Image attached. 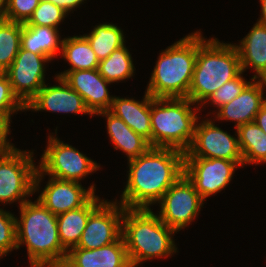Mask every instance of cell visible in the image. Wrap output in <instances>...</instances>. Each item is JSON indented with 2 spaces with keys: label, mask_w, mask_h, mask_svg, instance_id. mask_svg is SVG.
<instances>
[{
  "label": "cell",
  "mask_w": 266,
  "mask_h": 267,
  "mask_svg": "<svg viewBox=\"0 0 266 267\" xmlns=\"http://www.w3.org/2000/svg\"><path fill=\"white\" fill-rule=\"evenodd\" d=\"M94 195L84 206L57 216L60 243L68 252L77 247L89 215L103 202Z\"/></svg>",
  "instance_id": "obj_22"
},
{
  "label": "cell",
  "mask_w": 266,
  "mask_h": 267,
  "mask_svg": "<svg viewBox=\"0 0 266 267\" xmlns=\"http://www.w3.org/2000/svg\"><path fill=\"white\" fill-rule=\"evenodd\" d=\"M54 5H57L58 7L62 8L67 13H70L71 11L75 10L78 6L83 4L86 0H46Z\"/></svg>",
  "instance_id": "obj_35"
},
{
  "label": "cell",
  "mask_w": 266,
  "mask_h": 267,
  "mask_svg": "<svg viewBox=\"0 0 266 267\" xmlns=\"http://www.w3.org/2000/svg\"><path fill=\"white\" fill-rule=\"evenodd\" d=\"M14 113L15 112H0V156L17 149L7 138L8 134H11V114L13 116Z\"/></svg>",
  "instance_id": "obj_34"
},
{
  "label": "cell",
  "mask_w": 266,
  "mask_h": 267,
  "mask_svg": "<svg viewBox=\"0 0 266 267\" xmlns=\"http://www.w3.org/2000/svg\"><path fill=\"white\" fill-rule=\"evenodd\" d=\"M4 19V0H0V20Z\"/></svg>",
  "instance_id": "obj_38"
},
{
  "label": "cell",
  "mask_w": 266,
  "mask_h": 267,
  "mask_svg": "<svg viewBox=\"0 0 266 267\" xmlns=\"http://www.w3.org/2000/svg\"><path fill=\"white\" fill-rule=\"evenodd\" d=\"M95 184L87 189L81 182L50 177L37 200L56 216L84 206L95 195Z\"/></svg>",
  "instance_id": "obj_14"
},
{
  "label": "cell",
  "mask_w": 266,
  "mask_h": 267,
  "mask_svg": "<svg viewBox=\"0 0 266 267\" xmlns=\"http://www.w3.org/2000/svg\"><path fill=\"white\" fill-rule=\"evenodd\" d=\"M235 130L243 157V167L251 163H266L265 132L255 122L240 125Z\"/></svg>",
  "instance_id": "obj_24"
},
{
  "label": "cell",
  "mask_w": 266,
  "mask_h": 267,
  "mask_svg": "<svg viewBox=\"0 0 266 267\" xmlns=\"http://www.w3.org/2000/svg\"><path fill=\"white\" fill-rule=\"evenodd\" d=\"M194 105L189 98L151 96L152 147L186 152L193 142L195 125L200 118L197 114L201 108Z\"/></svg>",
  "instance_id": "obj_6"
},
{
  "label": "cell",
  "mask_w": 266,
  "mask_h": 267,
  "mask_svg": "<svg viewBox=\"0 0 266 267\" xmlns=\"http://www.w3.org/2000/svg\"><path fill=\"white\" fill-rule=\"evenodd\" d=\"M48 146L44 150L35 175L34 192L40 189L44 175L59 180L80 182L89 174L100 169V165L81 153L75 147L60 141L56 135L48 136Z\"/></svg>",
  "instance_id": "obj_7"
},
{
  "label": "cell",
  "mask_w": 266,
  "mask_h": 267,
  "mask_svg": "<svg viewBox=\"0 0 266 267\" xmlns=\"http://www.w3.org/2000/svg\"><path fill=\"white\" fill-rule=\"evenodd\" d=\"M22 23L0 20V71L5 72L20 49Z\"/></svg>",
  "instance_id": "obj_28"
},
{
  "label": "cell",
  "mask_w": 266,
  "mask_h": 267,
  "mask_svg": "<svg viewBox=\"0 0 266 267\" xmlns=\"http://www.w3.org/2000/svg\"><path fill=\"white\" fill-rule=\"evenodd\" d=\"M242 73L238 51L232 43L206 39L197 31V57L188 98L201 106L224 83Z\"/></svg>",
  "instance_id": "obj_3"
},
{
  "label": "cell",
  "mask_w": 266,
  "mask_h": 267,
  "mask_svg": "<svg viewBox=\"0 0 266 267\" xmlns=\"http://www.w3.org/2000/svg\"><path fill=\"white\" fill-rule=\"evenodd\" d=\"M48 62L46 56L20 47L13 63L5 71L13 93L25 107L45 85V63Z\"/></svg>",
  "instance_id": "obj_12"
},
{
  "label": "cell",
  "mask_w": 266,
  "mask_h": 267,
  "mask_svg": "<svg viewBox=\"0 0 266 267\" xmlns=\"http://www.w3.org/2000/svg\"><path fill=\"white\" fill-rule=\"evenodd\" d=\"M61 53L71 66L65 71L98 69L99 60L84 35L64 38Z\"/></svg>",
  "instance_id": "obj_25"
},
{
  "label": "cell",
  "mask_w": 266,
  "mask_h": 267,
  "mask_svg": "<svg viewBox=\"0 0 266 267\" xmlns=\"http://www.w3.org/2000/svg\"><path fill=\"white\" fill-rule=\"evenodd\" d=\"M204 201L183 174L157 202L160 204L158 217L169 228L179 232L194 221Z\"/></svg>",
  "instance_id": "obj_9"
},
{
  "label": "cell",
  "mask_w": 266,
  "mask_h": 267,
  "mask_svg": "<svg viewBox=\"0 0 266 267\" xmlns=\"http://www.w3.org/2000/svg\"><path fill=\"white\" fill-rule=\"evenodd\" d=\"M259 2L261 5V14L257 21L266 25V0H260Z\"/></svg>",
  "instance_id": "obj_37"
},
{
  "label": "cell",
  "mask_w": 266,
  "mask_h": 267,
  "mask_svg": "<svg viewBox=\"0 0 266 267\" xmlns=\"http://www.w3.org/2000/svg\"><path fill=\"white\" fill-rule=\"evenodd\" d=\"M33 151L16 149L0 156V203L22 205L34 194L35 175L38 166Z\"/></svg>",
  "instance_id": "obj_8"
},
{
  "label": "cell",
  "mask_w": 266,
  "mask_h": 267,
  "mask_svg": "<svg viewBox=\"0 0 266 267\" xmlns=\"http://www.w3.org/2000/svg\"><path fill=\"white\" fill-rule=\"evenodd\" d=\"M95 115L106 117L107 134L115 146L114 149L126 153L128 160L144 154L151 147L145 138L134 132L122 119L109 110L100 111Z\"/></svg>",
  "instance_id": "obj_21"
},
{
  "label": "cell",
  "mask_w": 266,
  "mask_h": 267,
  "mask_svg": "<svg viewBox=\"0 0 266 267\" xmlns=\"http://www.w3.org/2000/svg\"><path fill=\"white\" fill-rule=\"evenodd\" d=\"M99 62L125 44L123 30L113 23L95 25L89 34H84Z\"/></svg>",
  "instance_id": "obj_26"
},
{
  "label": "cell",
  "mask_w": 266,
  "mask_h": 267,
  "mask_svg": "<svg viewBox=\"0 0 266 267\" xmlns=\"http://www.w3.org/2000/svg\"><path fill=\"white\" fill-rule=\"evenodd\" d=\"M25 106L12 91L10 81L5 72H0V112L24 111Z\"/></svg>",
  "instance_id": "obj_33"
},
{
  "label": "cell",
  "mask_w": 266,
  "mask_h": 267,
  "mask_svg": "<svg viewBox=\"0 0 266 267\" xmlns=\"http://www.w3.org/2000/svg\"><path fill=\"white\" fill-rule=\"evenodd\" d=\"M142 101L114 96L110 112L122 119L134 132L145 138L152 147L151 95L145 91Z\"/></svg>",
  "instance_id": "obj_19"
},
{
  "label": "cell",
  "mask_w": 266,
  "mask_h": 267,
  "mask_svg": "<svg viewBox=\"0 0 266 267\" xmlns=\"http://www.w3.org/2000/svg\"><path fill=\"white\" fill-rule=\"evenodd\" d=\"M197 57V31L162 50L146 92L154 98H188Z\"/></svg>",
  "instance_id": "obj_5"
},
{
  "label": "cell",
  "mask_w": 266,
  "mask_h": 267,
  "mask_svg": "<svg viewBox=\"0 0 266 267\" xmlns=\"http://www.w3.org/2000/svg\"><path fill=\"white\" fill-rule=\"evenodd\" d=\"M39 3L40 0H4V19L26 23Z\"/></svg>",
  "instance_id": "obj_32"
},
{
  "label": "cell",
  "mask_w": 266,
  "mask_h": 267,
  "mask_svg": "<svg viewBox=\"0 0 266 267\" xmlns=\"http://www.w3.org/2000/svg\"><path fill=\"white\" fill-rule=\"evenodd\" d=\"M17 250L26 245L30 267H61L67 251L60 243L57 216L38 200L19 206Z\"/></svg>",
  "instance_id": "obj_2"
},
{
  "label": "cell",
  "mask_w": 266,
  "mask_h": 267,
  "mask_svg": "<svg viewBox=\"0 0 266 267\" xmlns=\"http://www.w3.org/2000/svg\"><path fill=\"white\" fill-rule=\"evenodd\" d=\"M184 157L226 159L243 167L238 138L216 126L211 118L200 123L197 120L193 142Z\"/></svg>",
  "instance_id": "obj_11"
},
{
  "label": "cell",
  "mask_w": 266,
  "mask_h": 267,
  "mask_svg": "<svg viewBox=\"0 0 266 267\" xmlns=\"http://www.w3.org/2000/svg\"><path fill=\"white\" fill-rule=\"evenodd\" d=\"M264 87H266L265 79L251 78V82L236 98L218 109L214 118L219 121H234L235 128L254 122L256 114L266 103Z\"/></svg>",
  "instance_id": "obj_17"
},
{
  "label": "cell",
  "mask_w": 266,
  "mask_h": 267,
  "mask_svg": "<svg viewBox=\"0 0 266 267\" xmlns=\"http://www.w3.org/2000/svg\"><path fill=\"white\" fill-rule=\"evenodd\" d=\"M185 152L175 148L150 147L128 160V180L119 203L125 208H147L157 204L184 174Z\"/></svg>",
  "instance_id": "obj_1"
},
{
  "label": "cell",
  "mask_w": 266,
  "mask_h": 267,
  "mask_svg": "<svg viewBox=\"0 0 266 267\" xmlns=\"http://www.w3.org/2000/svg\"><path fill=\"white\" fill-rule=\"evenodd\" d=\"M175 233L151 208L124 209L121 234L132 267L152 258H168L178 252L173 239Z\"/></svg>",
  "instance_id": "obj_4"
},
{
  "label": "cell",
  "mask_w": 266,
  "mask_h": 267,
  "mask_svg": "<svg viewBox=\"0 0 266 267\" xmlns=\"http://www.w3.org/2000/svg\"><path fill=\"white\" fill-rule=\"evenodd\" d=\"M125 207L117 200H104L90 215L77 247L97 249L115 242L122 234Z\"/></svg>",
  "instance_id": "obj_13"
},
{
  "label": "cell",
  "mask_w": 266,
  "mask_h": 267,
  "mask_svg": "<svg viewBox=\"0 0 266 267\" xmlns=\"http://www.w3.org/2000/svg\"><path fill=\"white\" fill-rule=\"evenodd\" d=\"M61 267H132L122 235L97 249L72 248Z\"/></svg>",
  "instance_id": "obj_18"
},
{
  "label": "cell",
  "mask_w": 266,
  "mask_h": 267,
  "mask_svg": "<svg viewBox=\"0 0 266 267\" xmlns=\"http://www.w3.org/2000/svg\"><path fill=\"white\" fill-rule=\"evenodd\" d=\"M58 85H45L36 96L26 105L25 111H49L54 113L88 114L93 116L86 107L83 97L72 89L62 77L55 76Z\"/></svg>",
  "instance_id": "obj_15"
},
{
  "label": "cell",
  "mask_w": 266,
  "mask_h": 267,
  "mask_svg": "<svg viewBox=\"0 0 266 267\" xmlns=\"http://www.w3.org/2000/svg\"><path fill=\"white\" fill-rule=\"evenodd\" d=\"M238 167L237 162L226 159L184 157V174L204 200L225 189Z\"/></svg>",
  "instance_id": "obj_10"
},
{
  "label": "cell",
  "mask_w": 266,
  "mask_h": 267,
  "mask_svg": "<svg viewBox=\"0 0 266 267\" xmlns=\"http://www.w3.org/2000/svg\"><path fill=\"white\" fill-rule=\"evenodd\" d=\"M59 30L48 26H27L22 23L20 46L22 49L46 56L50 61L61 53Z\"/></svg>",
  "instance_id": "obj_23"
},
{
  "label": "cell",
  "mask_w": 266,
  "mask_h": 267,
  "mask_svg": "<svg viewBox=\"0 0 266 267\" xmlns=\"http://www.w3.org/2000/svg\"><path fill=\"white\" fill-rule=\"evenodd\" d=\"M234 46L239 54L242 72L251 67L255 71L253 79L266 80V25L257 21L239 45Z\"/></svg>",
  "instance_id": "obj_20"
},
{
  "label": "cell",
  "mask_w": 266,
  "mask_h": 267,
  "mask_svg": "<svg viewBox=\"0 0 266 267\" xmlns=\"http://www.w3.org/2000/svg\"><path fill=\"white\" fill-rule=\"evenodd\" d=\"M254 122L262 129L266 134V103L261 107L256 114Z\"/></svg>",
  "instance_id": "obj_36"
},
{
  "label": "cell",
  "mask_w": 266,
  "mask_h": 267,
  "mask_svg": "<svg viewBox=\"0 0 266 267\" xmlns=\"http://www.w3.org/2000/svg\"><path fill=\"white\" fill-rule=\"evenodd\" d=\"M56 76L62 77L83 97L86 107L94 116L100 111L110 110L114 98L108 91V85L111 83L99 73L98 69L64 71Z\"/></svg>",
  "instance_id": "obj_16"
},
{
  "label": "cell",
  "mask_w": 266,
  "mask_h": 267,
  "mask_svg": "<svg viewBox=\"0 0 266 267\" xmlns=\"http://www.w3.org/2000/svg\"><path fill=\"white\" fill-rule=\"evenodd\" d=\"M17 249L16 217L0 208V259Z\"/></svg>",
  "instance_id": "obj_31"
},
{
  "label": "cell",
  "mask_w": 266,
  "mask_h": 267,
  "mask_svg": "<svg viewBox=\"0 0 266 267\" xmlns=\"http://www.w3.org/2000/svg\"><path fill=\"white\" fill-rule=\"evenodd\" d=\"M67 15L68 13L57 5L46 0H40L38 7L25 24L27 26H48L60 29L58 26L62 21L64 22Z\"/></svg>",
  "instance_id": "obj_29"
},
{
  "label": "cell",
  "mask_w": 266,
  "mask_h": 267,
  "mask_svg": "<svg viewBox=\"0 0 266 267\" xmlns=\"http://www.w3.org/2000/svg\"><path fill=\"white\" fill-rule=\"evenodd\" d=\"M99 73L110 83L121 82L134 75L135 66L129 49L124 44L99 62Z\"/></svg>",
  "instance_id": "obj_27"
},
{
  "label": "cell",
  "mask_w": 266,
  "mask_h": 267,
  "mask_svg": "<svg viewBox=\"0 0 266 267\" xmlns=\"http://www.w3.org/2000/svg\"><path fill=\"white\" fill-rule=\"evenodd\" d=\"M243 72L234 78L233 80L224 83L220 88H218L210 97L200 106H205L209 101L210 105L216 106L219 109L224 104L230 103L234 98H236L243 89L251 82L245 80L243 77Z\"/></svg>",
  "instance_id": "obj_30"
}]
</instances>
